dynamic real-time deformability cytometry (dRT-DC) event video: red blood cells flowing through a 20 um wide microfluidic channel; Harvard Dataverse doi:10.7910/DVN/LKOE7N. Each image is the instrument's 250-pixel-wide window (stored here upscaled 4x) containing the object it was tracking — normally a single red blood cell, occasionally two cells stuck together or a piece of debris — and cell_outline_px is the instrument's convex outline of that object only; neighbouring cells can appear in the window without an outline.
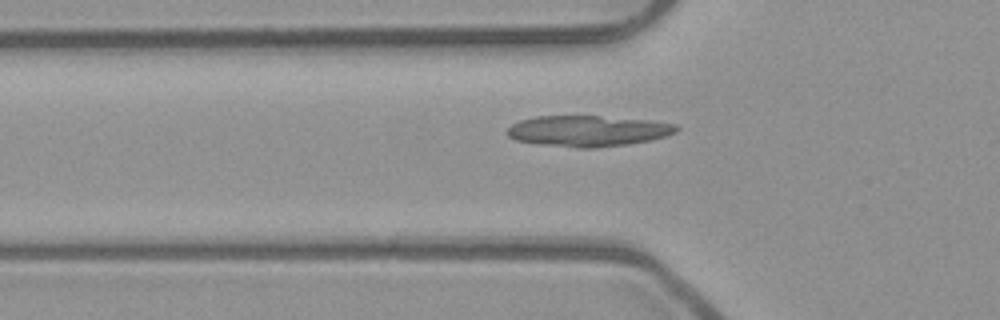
{"species": "common noctule bat (a hibernating species)", "species_latin": "Nyctalus noctula", "temperature_condition": "room temperature", "stored_images_in_passage": 40, "camera_frame_rate_fps": 3000, "um_per_image_px": 0.085, "animal": {"sex": "male", "body_mass_g": 23.1, "forearm_length_mm": 52.7}, "frame": {"image": 1, "passage_image": 11, "time_ms": 3.333, "image_size_px": [1000, 320], "cell_outline_px": [[680, 128], [676, 132], [664, 136], [648, 140], [628, 144], [596, 148], [576, 148], [540, 144], [516, 140], [508, 136], [504, 132], [512, 124], [520, 120], [536, 116], [600, 116], [648, 120], [676, 124]], "centroid_in_image_um": [49.94, 11.13], "position_along_channel_um": 75.9, "area_um2": 30.46}}
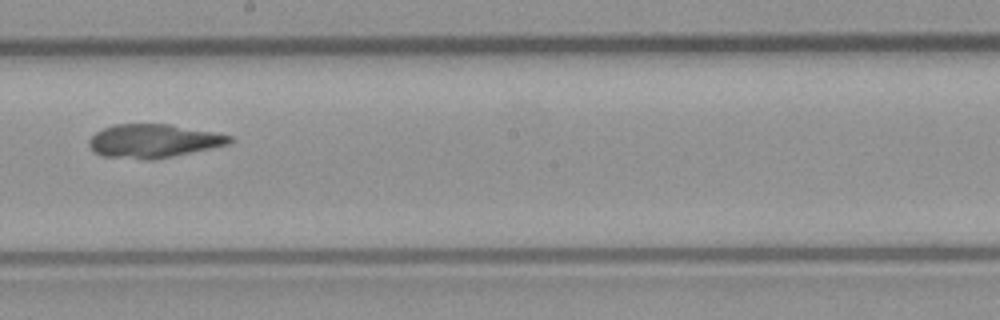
{"frame": {"image": 2, "passage_image": 23, "time_ms": 7.333, "image_size_px": [1000, 320], "cell_outline_px": [[232, 140], [228, 144], [152, 160], [148, 160], [104, 156], [92, 152], [88, 144], [88, 140], [96, 132], [112, 124], [168, 124], [212, 132], [232, 136]], "centroid_in_image_um": [12.96, 11.98], "position_along_channel_um": 235.2, "area_um2": 27.17}}
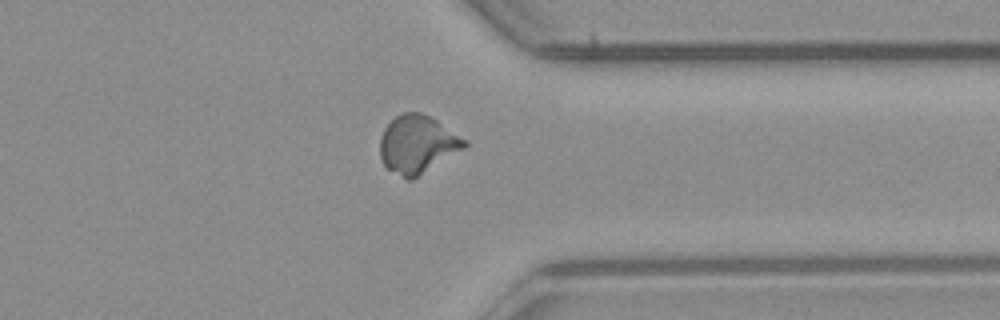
{"frame": {"image": 3, "passage_image": 34, "time_ms": 11.0, "image_size_px": [1000, 320], "cell_outline_px": [[468, 144], [464, 148], [412, 180], [408, 180], [388, 168], [380, 160], [380, 140], [384, 128], [396, 116], [404, 112], [420, 112], [436, 120], [468, 140]], "centroid_in_image_um": [35.48, 12.26], "position_along_channel_um": 375.9, "area_um2": 28.21}, "authors_computed_cell_mechanics": {"area_um2": 27.3105, "velocity_mm_per_s": 3.9495, "shape_relaxation_time_tau1_ms": null, "shape_relaxation_time_tau2_ms": 1.1953, "deformation_change_tau1": null, "deformation_change_tau2": 0.0394}}